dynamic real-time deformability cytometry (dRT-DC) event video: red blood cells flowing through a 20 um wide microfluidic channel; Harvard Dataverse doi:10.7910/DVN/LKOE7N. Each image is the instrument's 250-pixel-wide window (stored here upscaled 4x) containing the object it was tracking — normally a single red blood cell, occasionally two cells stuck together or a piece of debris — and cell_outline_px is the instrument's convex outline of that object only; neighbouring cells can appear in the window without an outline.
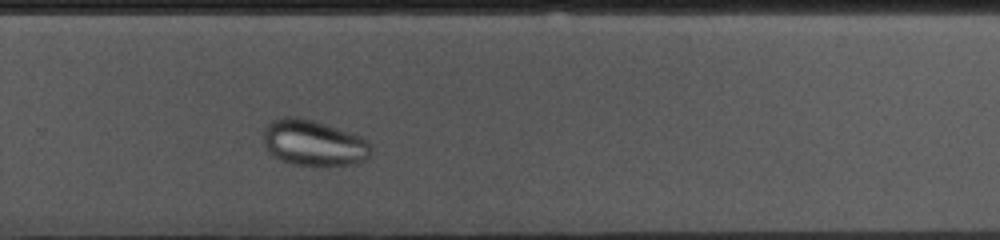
{"species": "common noctule bat (a hibernating species)", "species_latin": "Nyctalus noctula", "temperature_condition": "cold", "stored_images_in_passage": 37, "camera_frame_rate_fps": 3000, "um_per_image_px": 0.085, "animal": {"sex": "female", "body_mass_g": 10.0, "forearm_length_mm": 53.1}, "frame": {"image": 1, "passage_image": 27, "time_ms": 8.667, "image_size_px": [1000, 240], "cell_outline_px": [[372, 148], [368, 156], [364, 160], [352, 164], [296, 164], [284, 160], [276, 156], [264, 144], [264, 128], [272, 120], [284, 116], [296, 116], [312, 120], [360, 136], [368, 140]], "centroid_in_image_um": [26.66, 12.11], "position_along_channel_um": 303.1, "area_um2": 27.92}, "authors_computed_cell_mechanics": {"area_um2": 29.1312, "velocity_mm_per_s": 3.6115, "shape_relaxation_time_tau1_ms": 4.8006, "shape_relaxation_time_tau2_ms": 3.9587, "deformation_change_tau1": 0.0408, "deformation_change_tau2": 0.035}}